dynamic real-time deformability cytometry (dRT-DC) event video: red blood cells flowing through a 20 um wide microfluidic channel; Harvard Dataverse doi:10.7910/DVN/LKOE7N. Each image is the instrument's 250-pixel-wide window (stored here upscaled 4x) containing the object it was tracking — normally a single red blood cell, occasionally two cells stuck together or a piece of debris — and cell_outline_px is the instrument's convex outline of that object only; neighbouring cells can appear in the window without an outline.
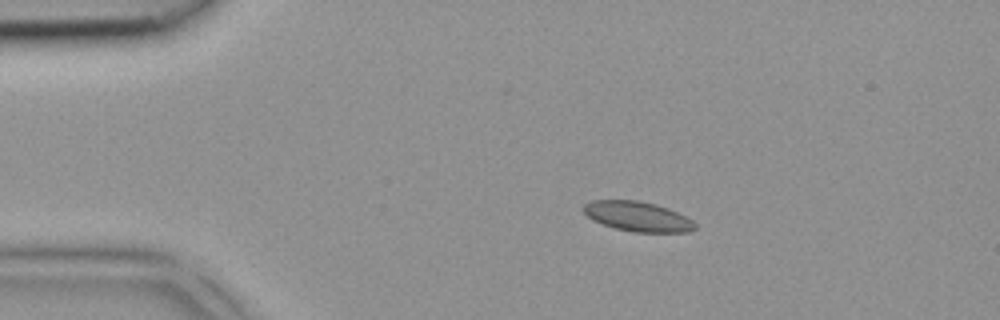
{"species": "common noctule bat (a hibernating species)", "species_latin": "Nyctalus noctula", "temperature_condition": "room temperature", "stored_images_in_passage": 2, "camera_frame_rate_fps": 3000, "um_per_image_px": 0.085, "animal": {"sex": "female", "body_mass_g": 18.4}, "frame": {"image": 1, "passage_image": 1, "time_ms": 0.0, "image_size_px": [1000, 320], "cell_outline_px": [[696, 228], [688, 232], [636, 232], [616, 228], [592, 220], [584, 212], [584, 204], [592, 200], [640, 200], [656, 204], [668, 208], [692, 220], [696, 224]], "centroid_in_image_um": [54.21, 18.39], "position_along_channel_um": 30.8, "area_um2": 19.25}}